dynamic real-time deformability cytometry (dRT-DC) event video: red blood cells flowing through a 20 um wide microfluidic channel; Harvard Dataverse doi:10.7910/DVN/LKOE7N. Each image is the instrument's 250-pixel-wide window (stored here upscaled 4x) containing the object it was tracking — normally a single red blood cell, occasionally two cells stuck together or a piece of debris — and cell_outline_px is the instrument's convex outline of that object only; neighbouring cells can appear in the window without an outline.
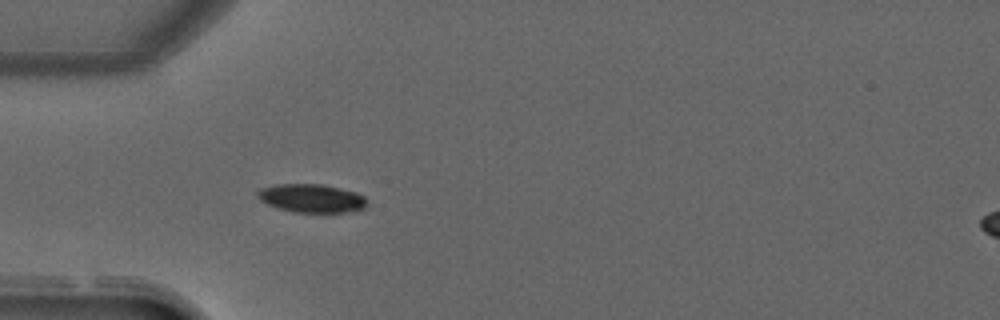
{"species": "common noctule bat (a hibernating species)", "species_latin": "Nyctalus noctula", "temperature_condition": "warm", "stored_images_in_passage": 1, "camera_frame_rate_fps": 3000, "um_per_image_px": 0.085, "animal": {"sex": "male", "forearm_length_mm": 52.5}, "frame": {"image": 1, "passage_image": 1, "time_ms": 0.0, "image_size_px": [1000, 320], "cell_outline_px": [[368, 200], [364, 208], [344, 212], [292, 212], [276, 208], [260, 200], [256, 196], [256, 192], [260, 188], [276, 184], [320, 184], [356, 192], [364, 196]], "centroid_in_image_um": [26.44, 16.85], "position_along_channel_um": 58.6, "area_um2": 18.15}}